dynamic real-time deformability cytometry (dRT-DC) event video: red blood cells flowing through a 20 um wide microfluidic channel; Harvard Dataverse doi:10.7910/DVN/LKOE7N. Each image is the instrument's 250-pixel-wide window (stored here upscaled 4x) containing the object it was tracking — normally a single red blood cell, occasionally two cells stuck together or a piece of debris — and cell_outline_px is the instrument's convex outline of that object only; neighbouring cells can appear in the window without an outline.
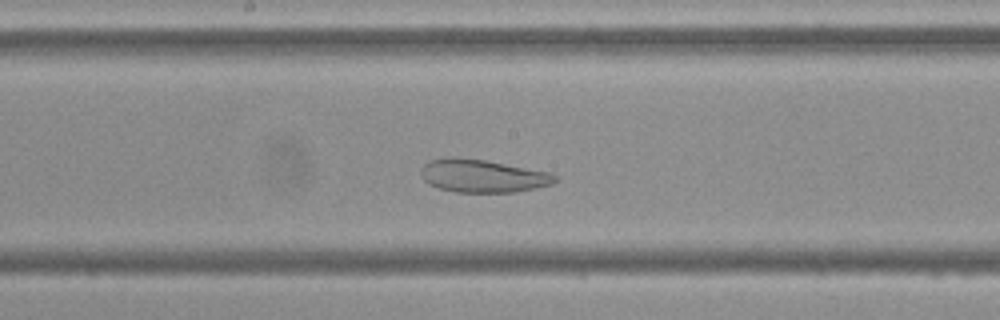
{"species": "Egyptian fruit bat (a non-hibernating species)", "species_latin": "Rousettus aegyptiacus", "temperature_condition": "cold", "stored_images_in_passage": 51, "camera_frame_rate_fps": 3000, "um_per_image_px": 0.085, "frame": {"image": 1, "passage_image": 25, "time_ms": 8.0, "image_size_px": [1000, 320], "cell_outline_px": [[560, 180], [552, 184], [516, 192], [456, 192], [440, 188], [428, 184], [424, 180], [420, 172], [420, 168], [428, 160], [452, 156], [456, 156], [484, 160], [548, 172], [560, 176]], "centroid_in_image_um": [41.01, 14.94], "position_along_channel_um": 207.2, "area_um2": 25.89}}
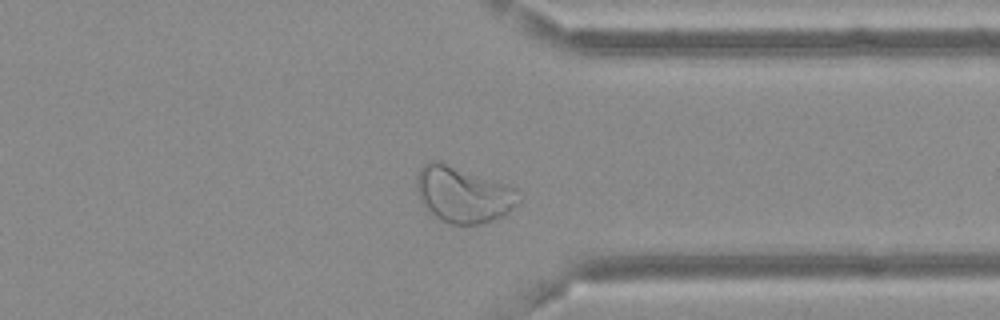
{"frame": {"image": 2, "passage_image": 39, "time_ms": 12.667, "image_size_px": [1000, 320], "cell_outline_px": [[524, 196], [504, 216], [480, 224], [452, 224], [440, 220], [428, 212], [424, 208], [420, 200], [416, 188], [416, 176], [420, 168], [424, 164], [432, 160], [440, 160], [508, 184], [516, 188]], "centroid_in_image_um": [39.37, 16.51], "position_along_channel_um": 372.0, "area_um2": 34.04}}
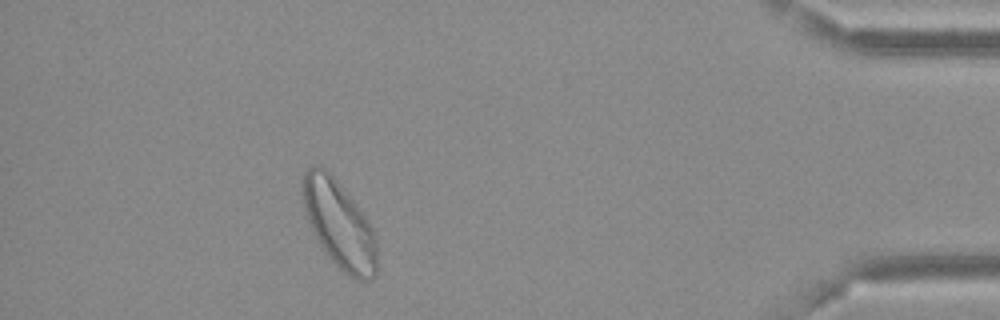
{"frame": {"image": 3, "passage_image": 46, "time_ms": 15.0, "image_size_px": [1000, 320], "cell_outline_px": [[376, 276], [372, 280], [356, 280], [348, 276], [328, 256], [320, 244], [308, 224], [300, 192], [300, 180], [304, 172], [308, 168], [316, 164], [324, 168], [336, 180], [360, 208], [372, 228], [376, 240]], "centroid_in_image_um": [28.79, 19.05], "position_along_channel_um": 406.4, "area_um2": 38.09}}